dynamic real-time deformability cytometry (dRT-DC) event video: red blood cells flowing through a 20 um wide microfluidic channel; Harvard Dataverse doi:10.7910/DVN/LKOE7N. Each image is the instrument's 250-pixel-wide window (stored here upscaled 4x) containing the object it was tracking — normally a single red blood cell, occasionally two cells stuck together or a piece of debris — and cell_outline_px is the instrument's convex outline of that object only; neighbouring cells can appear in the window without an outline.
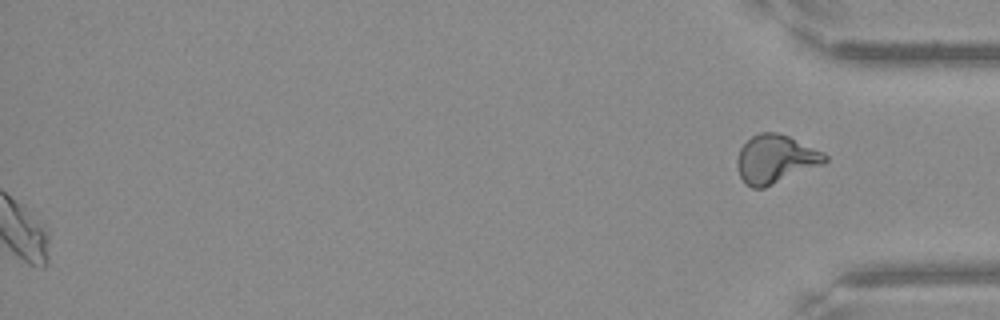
{"species": "Egyptian fruit bat (a non-hibernating species)", "species_latin": "Rousettus aegyptiacus", "temperature_condition": "warm", "stored_images_in_passage": 52, "segment_of_instrument_passage": [2, 2], "camera_frame_rate_fps": 3000, "um_per_image_px": 0.085, "frame": {"image": 1, "passage_image": 52, "time_ms": 17.0, "image_size_px": [1000, 320], "cell_outline_px": [[828, 160], [824, 164], [764, 188], [752, 188], [744, 184], [740, 176], [736, 164], [736, 160], [740, 148], [752, 136], [760, 132], [776, 132], [788, 136], [824, 152], [828, 156]], "centroid_in_image_um": [65.91, 13.53], "position_along_channel_um": 369.3, "area_um2": 24.85}}